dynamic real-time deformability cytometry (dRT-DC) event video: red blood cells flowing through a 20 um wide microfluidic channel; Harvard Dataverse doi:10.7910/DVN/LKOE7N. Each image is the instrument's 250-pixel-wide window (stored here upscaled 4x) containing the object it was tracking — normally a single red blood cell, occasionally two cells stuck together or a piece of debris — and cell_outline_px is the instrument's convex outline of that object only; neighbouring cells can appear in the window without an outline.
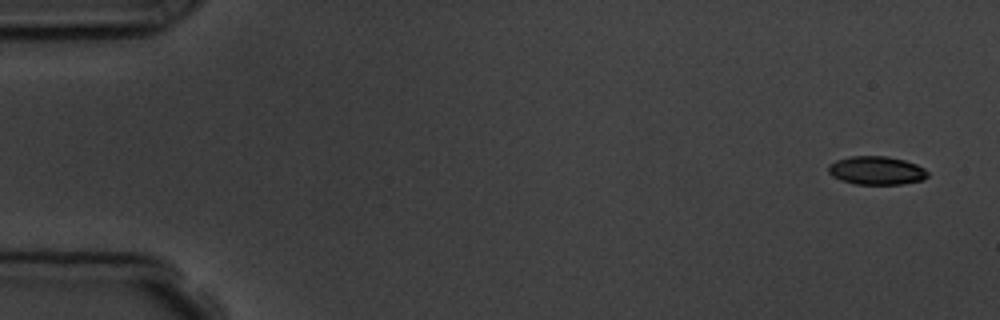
{"species": "common noctule bat (a hibernating species)", "species_latin": "Nyctalus noctula", "temperature_condition": "room temperature", "stored_images_in_passage": 4, "camera_frame_rate_fps": 3000, "um_per_image_px": 0.085, "animal": {"sex": "male", "body_mass_g": 19.5, "forearm_length_mm": 54.6}, "frame": {"image": 1, "passage_image": 4, "time_ms": 4.0, "image_size_px": [1000, 320], "cell_outline_px": [[928, 176], [924, 180], [900, 184], [856, 184], [840, 180], [832, 176], [828, 172], [828, 164], [836, 160], [852, 156], [888, 156], [904, 160], [916, 164], [924, 168], [928, 172]], "centroid_in_image_um": [74.49, 14.49], "position_along_channel_um": 10.5, "area_um2": 16.53}}